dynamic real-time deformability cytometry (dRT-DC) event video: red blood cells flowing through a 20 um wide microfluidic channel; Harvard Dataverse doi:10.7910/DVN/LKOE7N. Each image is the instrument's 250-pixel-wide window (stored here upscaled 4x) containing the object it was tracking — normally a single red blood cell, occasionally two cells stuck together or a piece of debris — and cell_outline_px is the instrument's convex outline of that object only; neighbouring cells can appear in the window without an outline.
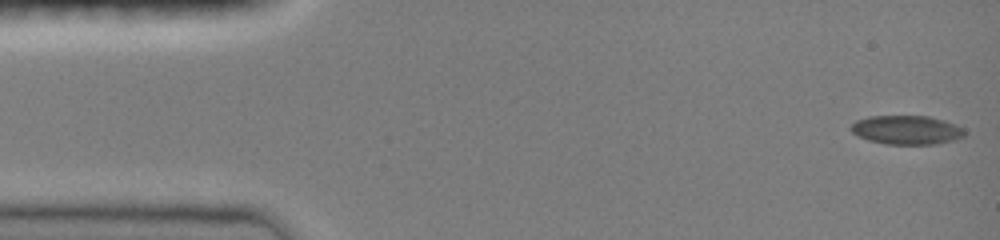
{"species": "common noctule bat (a hibernating species)", "species_latin": "Nyctalus noctula", "temperature_condition": "room temperature", "stored_images_in_passage": 47, "camera_frame_rate_fps": 3000, "um_per_image_px": 0.085, "animal": {"sex": "female", "body_mass_g": 19.0, "forearm_length_mm": 51.5}, "frame": {"image": 1, "passage_image": 1, "time_ms": 0.0, "image_size_px": [1000, 240], "cell_outline_px": [[964, 136], [952, 140], [936, 144], [884, 144], [868, 140], [852, 132], [848, 128], [856, 120], [868, 116], [928, 116], [944, 120], [956, 124], [964, 128]], "centroid_in_image_um": [77.05, 11.04], "position_along_channel_um": 8.0, "area_um2": 19.19}}
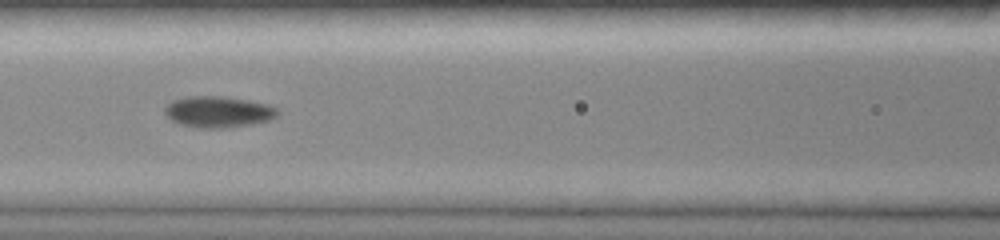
{"frame": {"image": 2, "passage_image": 20, "time_ms": 6.333, "image_size_px": [1000, 240], "cell_outline_px": [[280, 112], [276, 116], [268, 120], [252, 124], [224, 128], [200, 128], [180, 124], [172, 120], [164, 112], [164, 108], [172, 100], [188, 96], [224, 96], [248, 100], [268, 104], [276, 108]], "centroid_in_image_um": [18.55, 9.5], "position_along_channel_um": 148.1, "area_um2": 20.52}}
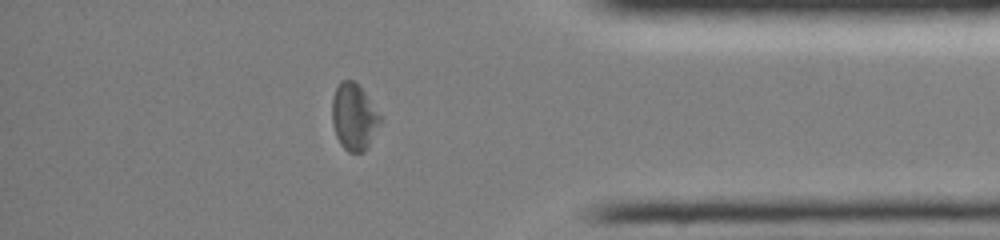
{"frame": {"image": 3, "passage_image": 40, "time_ms": 13.0, "image_size_px": [1000, 240], "cell_outline_px": [[380, 124], [368, 148], [364, 152], [348, 152], [340, 144], [336, 136], [332, 124], [332, 100], [336, 88], [340, 80], [352, 80], [364, 92], [380, 116]], "centroid_in_image_um": [30.06, 9.97], "position_along_channel_um": 405.1, "area_um2": 18.5}, "authors_computed_cell_mechanics": {"area_um2": 19.0162, "velocity_mm_per_s": 4.0546, "shape_relaxation_time_tau1_ms": null, "shape_relaxation_time_tau2_ms": 2.6868, "deformation_change_tau1": null, "deformation_change_tau2": 0.0689}}